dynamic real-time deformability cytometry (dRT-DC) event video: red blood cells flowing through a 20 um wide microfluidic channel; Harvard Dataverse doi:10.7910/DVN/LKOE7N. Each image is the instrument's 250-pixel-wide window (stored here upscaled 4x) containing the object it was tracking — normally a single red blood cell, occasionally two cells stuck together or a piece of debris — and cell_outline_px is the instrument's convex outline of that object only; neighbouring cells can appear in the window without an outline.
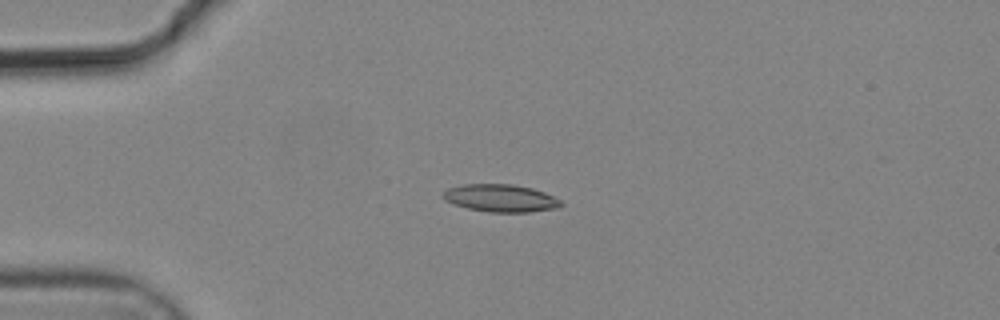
{"species": "common noctule bat (a hibernating species)", "species_latin": "Nyctalus noctula", "temperature_condition": "cold", "stored_images_in_passage": 56, "camera_frame_rate_fps": 3000, "um_per_image_px": 0.085, "animal": {"sex": "male", "body_mass_g": 19.2, "forearm_length_mm": 51.8}, "frame": {"image": 1, "passage_image": 15, "time_ms": 4.667, "image_size_px": [1000, 320], "cell_outline_px": [[564, 204], [556, 208], [528, 212], [488, 212], [468, 208], [452, 204], [444, 200], [440, 196], [448, 188], [460, 184], [512, 184], [532, 188], [544, 192], [560, 200]], "centroid_in_image_um": [42.51, 16.84], "position_along_channel_um": 42.5, "area_um2": 19.02}}
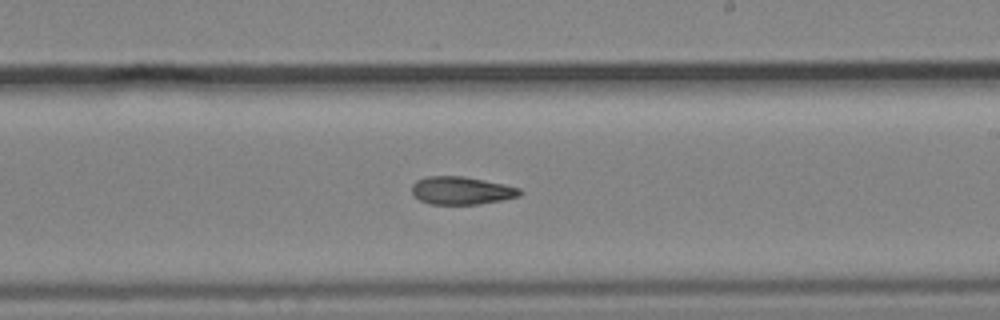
{"frame": {"image": 2, "passage_image": 34, "time_ms": 11.0, "image_size_px": [1000, 320], "cell_outline_px": [[524, 192], [520, 196], [500, 200], [476, 204], [428, 204], [412, 196], [412, 184], [416, 180], [428, 176], [464, 176], [504, 184], [520, 188]], "centroid_in_image_um": [39.2, 16.19], "position_along_channel_um": 249.8, "area_um2": 17.63}}
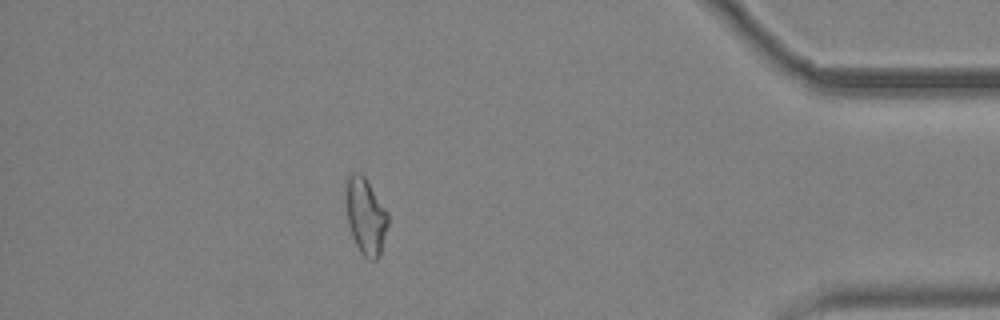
{"frame": {"image": 3, "passage_image": 50, "time_ms": 16.333, "image_size_px": [1000, 320], "cell_outline_px": [[388, 224], [380, 256], [376, 260], [368, 260], [360, 252], [352, 236], [348, 224], [344, 200], [344, 184], [348, 172], [360, 172], [364, 176], [388, 212]], "centroid_in_image_um": [31.04, 18.33], "position_along_channel_um": 404.2, "area_um2": 19.31}}